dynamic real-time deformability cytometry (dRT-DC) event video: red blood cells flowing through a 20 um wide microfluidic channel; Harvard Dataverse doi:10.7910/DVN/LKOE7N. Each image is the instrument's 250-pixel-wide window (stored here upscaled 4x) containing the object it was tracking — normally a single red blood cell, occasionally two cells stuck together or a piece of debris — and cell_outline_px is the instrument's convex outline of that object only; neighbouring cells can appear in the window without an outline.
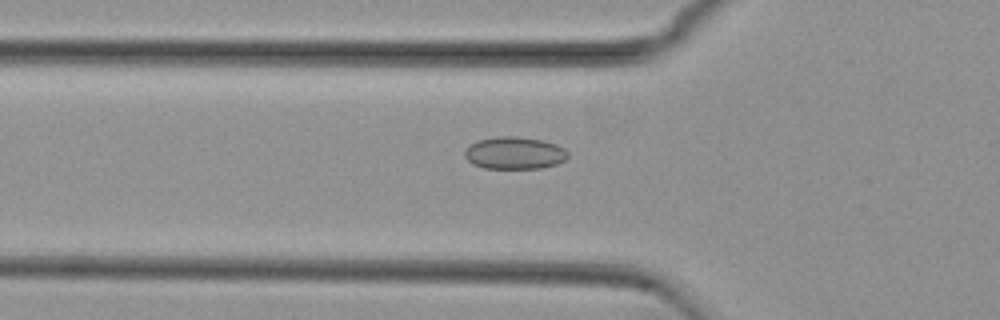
{"species": "common noctule bat (a hibernating species)", "species_latin": "Nyctalus noctula", "temperature_condition": "cold", "stored_images_in_passage": 25, "camera_frame_rate_fps": 3000, "um_per_image_px": 0.085, "animal": {"sex": "female", "body_mass_g": 29.2, "forearm_length_mm": 56.3}, "frame": {"image": 1, "passage_image": 2, "time_ms": 0.333, "image_size_px": [1000, 320], "cell_outline_px": [[568, 156], [564, 160], [556, 164], [540, 168], [484, 168], [472, 164], [464, 156], [464, 152], [476, 140], [500, 136], [516, 136], [544, 140], [556, 144], [564, 148], [568, 152]], "centroid_in_image_um": [43.74, 13.0], "position_along_channel_um": 82.1, "area_um2": 19.42}}
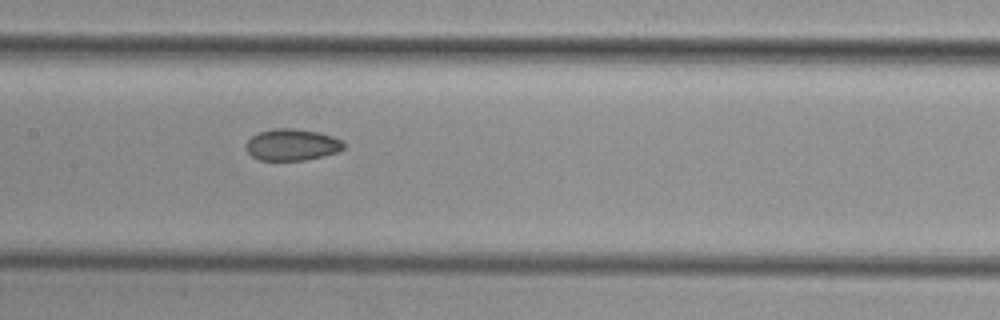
{"frame": {"image": 2, "passage_image": 10, "time_ms": 3.0, "image_size_px": [1000, 320], "cell_outline_px": [[344, 148], [336, 152], [324, 156], [304, 160], [260, 160], [252, 156], [248, 152], [248, 140], [252, 136], [260, 132], [272, 128], [296, 128], [320, 132], [332, 136], [340, 140], [344, 144]], "centroid_in_image_um": [24.84, 12.29], "position_along_channel_um": 182.6, "area_um2": 17.86}}
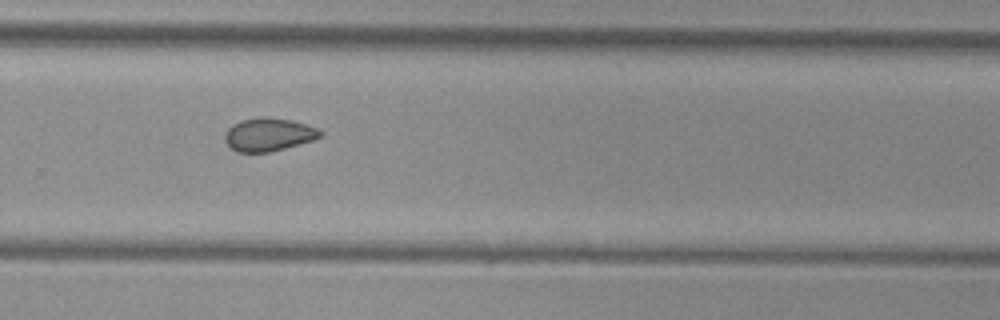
{"frame": {"image": 3, "passage_image": 20, "time_ms": 6.333, "image_size_px": [1000, 320], "cell_outline_px": [[324, 132], [320, 136], [312, 140], [272, 152], [236, 152], [224, 140], [224, 132], [232, 124], [240, 120], [264, 116], [268, 116], [292, 120], [320, 128]], "centroid_in_image_um": [22.83, 11.42], "position_along_channel_um": 307.0, "area_um2": 18.67}, "authors_computed_cell_mechanics": {"area_um2": 18.0914, "velocity_mm_per_s": 3.7413, "shape_relaxation_time_tau1_ms": null, "shape_relaxation_time_tau2_ms": 3.2315, "deformation_change_tau1": null, "deformation_change_tau2": 0.0543}}